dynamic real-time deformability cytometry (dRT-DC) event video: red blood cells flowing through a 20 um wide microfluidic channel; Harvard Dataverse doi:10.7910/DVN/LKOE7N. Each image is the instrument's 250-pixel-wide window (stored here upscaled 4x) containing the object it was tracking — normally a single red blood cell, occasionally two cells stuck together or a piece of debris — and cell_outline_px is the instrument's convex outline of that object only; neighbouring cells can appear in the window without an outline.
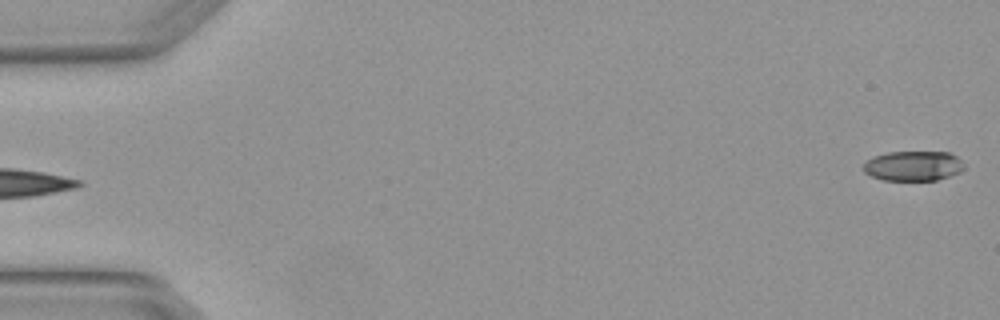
{"species": "Egyptian fruit bat (a non-hibernating species)", "species_latin": "Rousettus aegyptiacus", "temperature_condition": "warm", "stored_images_in_passage": 5, "segment_of_instrument_passage": [2, 2], "camera_frame_rate_fps": 3000, "um_per_image_px": 0.085, "animal": {"sex": "female"}, "frame": {"image": 1, "passage_image": 5, "time_ms": 1.333, "image_size_px": [1000, 320], "cell_outline_px": [[964, 168], [960, 172], [936, 180], [884, 180], [872, 176], [864, 172], [864, 164], [872, 156], [888, 152], [948, 152], [956, 156], [964, 164]], "centroid_in_image_um": [77.62, 14.09], "position_along_channel_um": 7.4, "area_um2": 17.46}}